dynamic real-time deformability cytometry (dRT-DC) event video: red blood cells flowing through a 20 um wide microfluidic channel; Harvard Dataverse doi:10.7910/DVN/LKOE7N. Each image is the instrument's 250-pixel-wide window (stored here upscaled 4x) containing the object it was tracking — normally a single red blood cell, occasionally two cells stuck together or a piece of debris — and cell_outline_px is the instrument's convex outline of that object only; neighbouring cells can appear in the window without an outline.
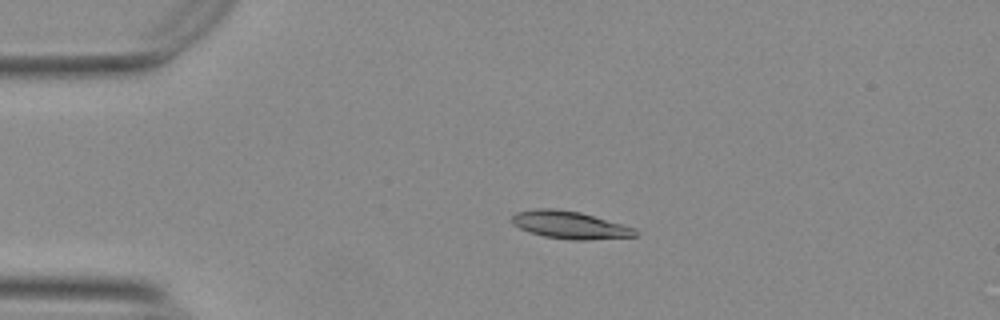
{"species": "Egyptian fruit bat (a non-hibernating species)", "species_latin": "Rousettus aegyptiacus", "temperature_condition": "warm", "stored_images_in_passage": 53, "camera_frame_rate_fps": 3000, "um_per_image_px": 0.085, "animal": {"sex": "female"}, "frame": {"image": 1, "passage_image": 11, "time_ms": 3.333, "image_size_px": [1000, 320], "cell_outline_px": [[636, 236], [588, 240], [572, 240], [544, 236], [520, 228], [512, 224], [512, 216], [516, 212], [536, 208], [552, 208], [580, 212], [636, 228]], "centroid_in_image_um": [48.43, 19.11], "position_along_channel_um": 36.6, "area_um2": 19.65}}
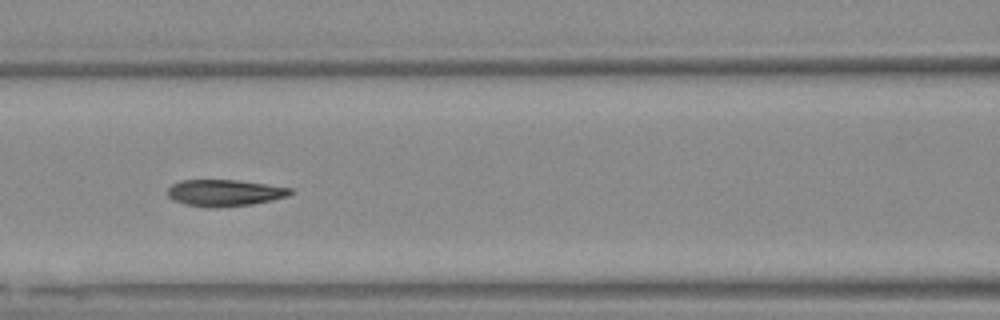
{"frame": {"image": 2, "passage_image": 23, "time_ms": 7.333, "image_size_px": [1000, 320], "cell_outline_px": [[292, 192], [288, 196], [272, 200], [252, 204], [216, 208], [212, 208], [184, 204], [172, 200], [168, 196], [168, 188], [172, 184], [180, 180], [236, 180], [292, 188]], "centroid_in_image_um": [19.06, 16.4], "position_along_channel_um": 147.5, "area_um2": 19.02}}
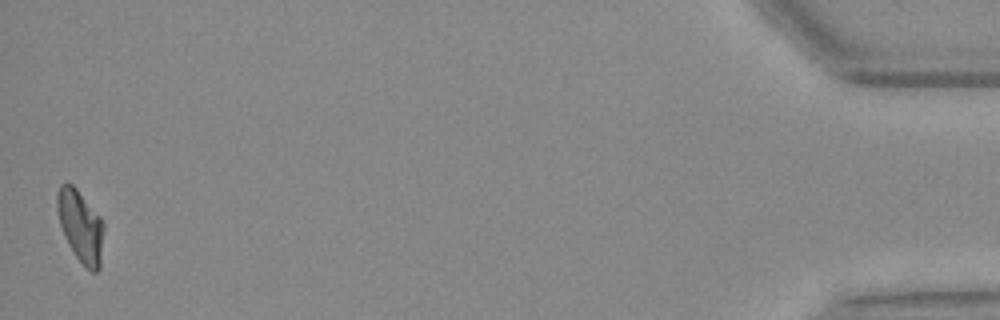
{"frame": {"image": 3, "passage_image": 53, "time_ms": 17.333, "image_size_px": [1000, 320], "cell_outline_px": [[104, 228], [100, 268], [96, 272], [92, 272], [76, 256], [68, 244], [64, 236], [60, 224], [56, 208], [56, 196], [60, 184], [72, 184], [76, 188], [100, 216], [104, 224]], "centroid_in_image_um": [6.84, 19.21], "position_along_channel_um": 428.4, "area_um2": 19.42}, "authors_computed_cell_mechanics": {"area_um2": 19.363, "velocity_mm_per_s": 3.743, "shape_relaxation_time_tau1_ms": 9.3226, "shape_relaxation_time_tau2_ms": 2.0392, "deformation_change_tau1": 0.2372, "deformation_change_tau2": 0.0778}}